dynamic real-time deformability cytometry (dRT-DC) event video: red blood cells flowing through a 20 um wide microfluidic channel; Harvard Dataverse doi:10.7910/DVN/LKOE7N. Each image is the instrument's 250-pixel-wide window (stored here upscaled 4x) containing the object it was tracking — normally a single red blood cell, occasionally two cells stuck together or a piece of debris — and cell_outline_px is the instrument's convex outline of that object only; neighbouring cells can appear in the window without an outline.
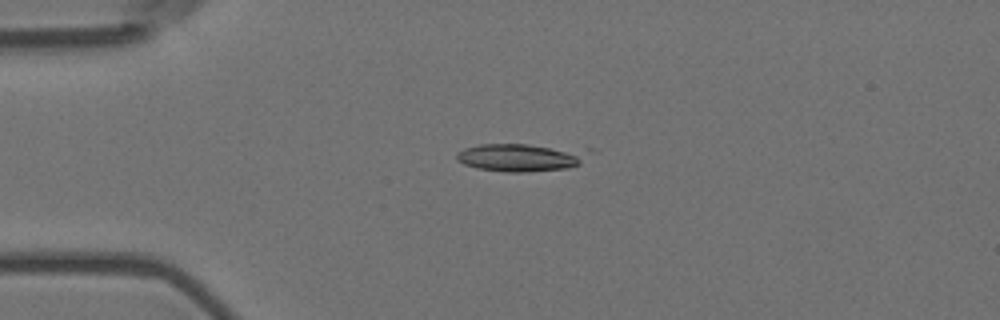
{"species": "Egyptian fruit bat (a non-hibernating species)", "species_latin": "Rousettus aegyptiacus", "temperature_condition": "room temperature", "stored_images_in_passage": 4, "camera_frame_rate_fps": 3000, "um_per_image_px": 0.085, "animal": {"sex": "female"}, "frame": {"image": 1, "passage_image": 3, "time_ms": 0.667, "image_size_px": [1000, 320], "cell_outline_px": [[592, 148], [580, 164], [568, 168], [528, 172], [504, 172], [476, 168], [464, 164], [456, 160], [456, 152], [464, 148], [480, 144], [528, 144]], "centroid_in_image_um": [44.31, 13.36], "position_along_channel_um": 40.7, "area_um2": 22.02}}